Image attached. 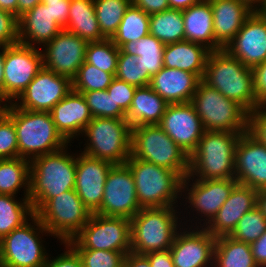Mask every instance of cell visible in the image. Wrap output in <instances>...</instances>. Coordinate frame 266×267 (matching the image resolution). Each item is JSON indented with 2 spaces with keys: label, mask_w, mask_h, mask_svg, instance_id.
Returning a JSON list of instances; mask_svg holds the SVG:
<instances>
[{
  "label": "cell",
  "mask_w": 266,
  "mask_h": 267,
  "mask_svg": "<svg viewBox=\"0 0 266 267\" xmlns=\"http://www.w3.org/2000/svg\"><path fill=\"white\" fill-rule=\"evenodd\" d=\"M149 32L164 45L185 40L182 11L167 9L150 15Z\"/></svg>",
  "instance_id": "34"
},
{
  "label": "cell",
  "mask_w": 266,
  "mask_h": 267,
  "mask_svg": "<svg viewBox=\"0 0 266 267\" xmlns=\"http://www.w3.org/2000/svg\"><path fill=\"white\" fill-rule=\"evenodd\" d=\"M242 2L246 3L252 10H255L257 8L253 6L255 3H260V5L265 1V0H241Z\"/></svg>",
  "instance_id": "62"
},
{
  "label": "cell",
  "mask_w": 266,
  "mask_h": 267,
  "mask_svg": "<svg viewBox=\"0 0 266 267\" xmlns=\"http://www.w3.org/2000/svg\"><path fill=\"white\" fill-rule=\"evenodd\" d=\"M2 47L0 52V103L3 102V83H4V63H5V46Z\"/></svg>",
  "instance_id": "58"
},
{
  "label": "cell",
  "mask_w": 266,
  "mask_h": 267,
  "mask_svg": "<svg viewBox=\"0 0 266 267\" xmlns=\"http://www.w3.org/2000/svg\"><path fill=\"white\" fill-rule=\"evenodd\" d=\"M113 165L109 161L83 153L76 158L74 190L91 214L100 209L106 177Z\"/></svg>",
  "instance_id": "19"
},
{
  "label": "cell",
  "mask_w": 266,
  "mask_h": 267,
  "mask_svg": "<svg viewBox=\"0 0 266 267\" xmlns=\"http://www.w3.org/2000/svg\"><path fill=\"white\" fill-rule=\"evenodd\" d=\"M73 249L131 252L130 220L91 214L81 231L67 242Z\"/></svg>",
  "instance_id": "11"
},
{
  "label": "cell",
  "mask_w": 266,
  "mask_h": 267,
  "mask_svg": "<svg viewBox=\"0 0 266 267\" xmlns=\"http://www.w3.org/2000/svg\"><path fill=\"white\" fill-rule=\"evenodd\" d=\"M136 87L114 78L111 85L107 88L109 96H112L114 100L115 107H120L125 113L128 112Z\"/></svg>",
  "instance_id": "46"
},
{
  "label": "cell",
  "mask_w": 266,
  "mask_h": 267,
  "mask_svg": "<svg viewBox=\"0 0 266 267\" xmlns=\"http://www.w3.org/2000/svg\"><path fill=\"white\" fill-rule=\"evenodd\" d=\"M124 267H151V265L144 255L129 252L125 255Z\"/></svg>",
  "instance_id": "55"
},
{
  "label": "cell",
  "mask_w": 266,
  "mask_h": 267,
  "mask_svg": "<svg viewBox=\"0 0 266 267\" xmlns=\"http://www.w3.org/2000/svg\"><path fill=\"white\" fill-rule=\"evenodd\" d=\"M83 133L89 138L83 154L125 164L131 156L132 127L125 119L93 117Z\"/></svg>",
  "instance_id": "10"
},
{
  "label": "cell",
  "mask_w": 266,
  "mask_h": 267,
  "mask_svg": "<svg viewBox=\"0 0 266 267\" xmlns=\"http://www.w3.org/2000/svg\"><path fill=\"white\" fill-rule=\"evenodd\" d=\"M0 108L13 120L18 142V157L32 158L65 148L68 142L57 131L50 112L30 111L15 104Z\"/></svg>",
  "instance_id": "2"
},
{
  "label": "cell",
  "mask_w": 266,
  "mask_h": 267,
  "mask_svg": "<svg viewBox=\"0 0 266 267\" xmlns=\"http://www.w3.org/2000/svg\"><path fill=\"white\" fill-rule=\"evenodd\" d=\"M252 255L259 267H266V231L250 244Z\"/></svg>",
  "instance_id": "54"
},
{
  "label": "cell",
  "mask_w": 266,
  "mask_h": 267,
  "mask_svg": "<svg viewBox=\"0 0 266 267\" xmlns=\"http://www.w3.org/2000/svg\"><path fill=\"white\" fill-rule=\"evenodd\" d=\"M131 4L139 7L148 15L170 9L168 0H131Z\"/></svg>",
  "instance_id": "52"
},
{
  "label": "cell",
  "mask_w": 266,
  "mask_h": 267,
  "mask_svg": "<svg viewBox=\"0 0 266 267\" xmlns=\"http://www.w3.org/2000/svg\"><path fill=\"white\" fill-rule=\"evenodd\" d=\"M83 267H123L127 253L109 250L74 249Z\"/></svg>",
  "instance_id": "44"
},
{
  "label": "cell",
  "mask_w": 266,
  "mask_h": 267,
  "mask_svg": "<svg viewBox=\"0 0 266 267\" xmlns=\"http://www.w3.org/2000/svg\"><path fill=\"white\" fill-rule=\"evenodd\" d=\"M14 198L0 194V240L27 222V215L32 217L35 214L29 198H24L23 203Z\"/></svg>",
  "instance_id": "37"
},
{
  "label": "cell",
  "mask_w": 266,
  "mask_h": 267,
  "mask_svg": "<svg viewBox=\"0 0 266 267\" xmlns=\"http://www.w3.org/2000/svg\"><path fill=\"white\" fill-rule=\"evenodd\" d=\"M65 244L70 247L69 250L53 259V261L47 259L44 267H83L77 252L67 243Z\"/></svg>",
  "instance_id": "51"
},
{
  "label": "cell",
  "mask_w": 266,
  "mask_h": 267,
  "mask_svg": "<svg viewBox=\"0 0 266 267\" xmlns=\"http://www.w3.org/2000/svg\"><path fill=\"white\" fill-rule=\"evenodd\" d=\"M167 105L149 85L137 87L125 120L131 127L159 125Z\"/></svg>",
  "instance_id": "29"
},
{
  "label": "cell",
  "mask_w": 266,
  "mask_h": 267,
  "mask_svg": "<svg viewBox=\"0 0 266 267\" xmlns=\"http://www.w3.org/2000/svg\"><path fill=\"white\" fill-rule=\"evenodd\" d=\"M34 46H5L3 101L17 99L43 68V54Z\"/></svg>",
  "instance_id": "13"
},
{
  "label": "cell",
  "mask_w": 266,
  "mask_h": 267,
  "mask_svg": "<svg viewBox=\"0 0 266 267\" xmlns=\"http://www.w3.org/2000/svg\"><path fill=\"white\" fill-rule=\"evenodd\" d=\"M201 79L194 73L163 67L149 86L168 104L190 103Z\"/></svg>",
  "instance_id": "25"
},
{
  "label": "cell",
  "mask_w": 266,
  "mask_h": 267,
  "mask_svg": "<svg viewBox=\"0 0 266 267\" xmlns=\"http://www.w3.org/2000/svg\"><path fill=\"white\" fill-rule=\"evenodd\" d=\"M71 90L72 81L68 77L43 67L17 98L20 105L14 104L24 110L50 112Z\"/></svg>",
  "instance_id": "15"
},
{
  "label": "cell",
  "mask_w": 266,
  "mask_h": 267,
  "mask_svg": "<svg viewBox=\"0 0 266 267\" xmlns=\"http://www.w3.org/2000/svg\"><path fill=\"white\" fill-rule=\"evenodd\" d=\"M211 50L199 43L187 40L167 44L164 47V67L180 69L203 78Z\"/></svg>",
  "instance_id": "28"
},
{
  "label": "cell",
  "mask_w": 266,
  "mask_h": 267,
  "mask_svg": "<svg viewBox=\"0 0 266 267\" xmlns=\"http://www.w3.org/2000/svg\"><path fill=\"white\" fill-rule=\"evenodd\" d=\"M65 148L30 158L29 200L36 214L51 198L74 189L76 158Z\"/></svg>",
  "instance_id": "3"
},
{
  "label": "cell",
  "mask_w": 266,
  "mask_h": 267,
  "mask_svg": "<svg viewBox=\"0 0 266 267\" xmlns=\"http://www.w3.org/2000/svg\"><path fill=\"white\" fill-rule=\"evenodd\" d=\"M165 45L150 33L135 42H127L120 47L122 53L138 57V63L144 72L152 77L163 67V52Z\"/></svg>",
  "instance_id": "32"
},
{
  "label": "cell",
  "mask_w": 266,
  "mask_h": 267,
  "mask_svg": "<svg viewBox=\"0 0 266 267\" xmlns=\"http://www.w3.org/2000/svg\"><path fill=\"white\" fill-rule=\"evenodd\" d=\"M257 193L254 188L237 184L205 229L214 237L230 235L240 218L257 206Z\"/></svg>",
  "instance_id": "22"
},
{
  "label": "cell",
  "mask_w": 266,
  "mask_h": 267,
  "mask_svg": "<svg viewBox=\"0 0 266 267\" xmlns=\"http://www.w3.org/2000/svg\"><path fill=\"white\" fill-rule=\"evenodd\" d=\"M151 267H174L170 250L153 251L144 255Z\"/></svg>",
  "instance_id": "53"
},
{
  "label": "cell",
  "mask_w": 266,
  "mask_h": 267,
  "mask_svg": "<svg viewBox=\"0 0 266 267\" xmlns=\"http://www.w3.org/2000/svg\"><path fill=\"white\" fill-rule=\"evenodd\" d=\"M41 2L49 7L53 20L64 29L68 22L70 0H41Z\"/></svg>",
  "instance_id": "49"
},
{
  "label": "cell",
  "mask_w": 266,
  "mask_h": 267,
  "mask_svg": "<svg viewBox=\"0 0 266 267\" xmlns=\"http://www.w3.org/2000/svg\"><path fill=\"white\" fill-rule=\"evenodd\" d=\"M252 72L254 94L261 104L266 99V61L252 68Z\"/></svg>",
  "instance_id": "50"
},
{
  "label": "cell",
  "mask_w": 266,
  "mask_h": 267,
  "mask_svg": "<svg viewBox=\"0 0 266 267\" xmlns=\"http://www.w3.org/2000/svg\"><path fill=\"white\" fill-rule=\"evenodd\" d=\"M205 131L248 132L249 113L202 80L190 102Z\"/></svg>",
  "instance_id": "9"
},
{
  "label": "cell",
  "mask_w": 266,
  "mask_h": 267,
  "mask_svg": "<svg viewBox=\"0 0 266 267\" xmlns=\"http://www.w3.org/2000/svg\"><path fill=\"white\" fill-rule=\"evenodd\" d=\"M18 24V42L27 46H33L30 41L44 45L63 30L53 20L49 7L43 2L20 16Z\"/></svg>",
  "instance_id": "27"
},
{
  "label": "cell",
  "mask_w": 266,
  "mask_h": 267,
  "mask_svg": "<svg viewBox=\"0 0 266 267\" xmlns=\"http://www.w3.org/2000/svg\"><path fill=\"white\" fill-rule=\"evenodd\" d=\"M248 132L266 146V110L261 105L249 114Z\"/></svg>",
  "instance_id": "48"
},
{
  "label": "cell",
  "mask_w": 266,
  "mask_h": 267,
  "mask_svg": "<svg viewBox=\"0 0 266 267\" xmlns=\"http://www.w3.org/2000/svg\"><path fill=\"white\" fill-rule=\"evenodd\" d=\"M240 136L239 132L205 131L189 156V173L182 190L194 175L200 177L198 180L235 178V148Z\"/></svg>",
  "instance_id": "1"
},
{
  "label": "cell",
  "mask_w": 266,
  "mask_h": 267,
  "mask_svg": "<svg viewBox=\"0 0 266 267\" xmlns=\"http://www.w3.org/2000/svg\"><path fill=\"white\" fill-rule=\"evenodd\" d=\"M177 219L173 206L142 208L130 220L131 252L145 255L170 249Z\"/></svg>",
  "instance_id": "6"
},
{
  "label": "cell",
  "mask_w": 266,
  "mask_h": 267,
  "mask_svg": "<svg viewBox=\"0 0 266 267\" xmlns=\"http://www.w3.org/2000/svg\"><path fill=\"white\" fill-rule=\"evenodd\" d=\"M0 9L17 17V0H0Z\"/></svg>",
  "instance_id": "59"
},
{
  "label": "cell",
  "mask_w": 266,
  "mask_h": 267,
  "mask_svg": "<svg viewBox=\"0 0 266 267\" xmlns=\"http://www.w3.org/2000/svg\"><path fill=\"white\" fill-rule=\"evenodd\" d=\"M115 76L84 62L71 80L76 92L107 90Z\"/></svg>",
  "instance_id": "40"
},
{
  "label": "cell",
  "mask_w": 266,
  "mask_h": 267,
  "mask_svg": "<svg viewBox=\"0 0 266 267\" xmlns=\"http://www.w3.org/2000/svg\"><path fill=\"white\" fill-rule=\"evenodd\" d=\"M88 41L66 30H61L46 43L43 67L72 80L85 62Z\"/></svg>",
  "instance_id": "16"
},
{
  "label": "cell",
  "mask_w": 266,
  "mask_h": 267,
  "mask_svg": "<svg viewBox=\"0 0 266 267\" xmlns=\"http://www.w3.org/2000/svg\"><path fill=\"white\" fill-rule=\"evenodd\" d=\"M41 0H17V18L38 5Z\"/></svg>",
  "instance_id": "56"
},
{
  "label": "cell",
  "mask_w": 266,
  "mask_h": 267,
  "mask_svg": "<svg viewBox=\"0 0 266 267\" xmlns=\"http://www.w3.org/2000/svg\"><path fill=\"white\" fill-rule=\"evenodd\" d=\"M18 18L0 9V46H12L18 42Z\"/></svg>",
  "instance_id": "47"
},
{
  "label": "cell",
  "mask_w": 266,
  "mask_h": 267,
  "mask_svg": "<svg viewBox=\"0 0 266 267\" xmlns=\"http://www.w3.org/2000/svg\"><path fill=\"white\" fill-rule=\"evenodd\" d=\"M130 4L131 0H94L99 28L106 39L114 36Z\"/></svg>",
  "instance_id": "38"
},
{
  "label": "cell",
  "mask_w": 266,
  "mask_h": 267,
  "mask_svg": "<svg viewBox=\"0 0 266 267\" xmlns=\"http://www.w3.org/2000/svg\"><path fill=\"white\" fill-rule=\"evenodd\" d=\"M37 229L25 222L0 240V267H44L48 257Z\"/></svg>",
  "instance_id": "14"
},
{
  "label": "cell",
  "mask_w": 266,
  "mask_h": 267,
  "mask_svg": "<svg viewBox=\"0 0 266 267\" xmlns=\"http://www.w3.org/2000/svg\"><path fill=\"white\" fill-rule=\"evenodd\" d=\"M57 131L69 143L82 133L92 120V114L82 93L73 89L50 111Z\"/></svg>",
  "instance_id": "24"
},
{
  "label": "cell",
  "mask_w": 266,
  "mask_h": 267,
  "mask_svg": "<svg viewBox=\"0 0 266 267\" xmlns=\"http://www.w3.org/2000/svg\"><path fill=\"white\" fill-rule=\"evenodd\" d=\"M202 0H168L170 9L186 10L190 6L196 5Z\"/></svg>",
  "instance_id": "57"
},
{
  "label": "cell",
  "mask_w": 266,
  "mask_h": 267,
  "mask_svg": "<svg viewBox=\"0 0 266 267\" xmlns=\"http://www.w3.org/2000/svg\"><path fill=\"white\" fill-rule=\"evenodd\" d=\"M131 155L177 172L183 179L189 173V155L159 125L132 127Z\"/></svg>",
  "instance_id": "8"
},
{
  "label": "cell",
  "mask_w": 266,
  "mask_h": 267,
  "mask_svg": "<svg viewBox=\"0 0 266 267\" xmlns=\"http://www.w3.org/2000/svg\"><path fill=\"white\" fill-rule=\"evenodd\" d=\"M91 212L72 189L51 198L31 218L41 232H47L67 243L85 226Z\"/></svg>",
  "instance_id": "7"
},
{
  "label": "cell",
  "mask_w": 266,
  "mask_h": 267,
  "mask_svg": "<svg viewBox=\"0 0 266 267\" xmlns=\"http://www.w3.org/2000/svg\"><path fill=\"white\" fill-rule=\"evenodd\" d=\"M64 30L88 42L106 39L99 28L94 0H70L69 17Z\"/></svg>",
  "instance_id": "31"
},
{
  "label": "cell",
  "mask_w": 266,
  "mask_h": 267,
  "mask_svg": "<svg viewBox=\"0 0 266 267\" xmlns=\"http://www.w3.org/2000/svg\"><path fill=\"white\" fill-rule=\"evenodd\" d=\"M202 81L241 105L249 114L260 105L254 94L252 68L225 49L210 52Z\"/></svg>",
  "instance_id": "4"
},
{
  "label": "cell",
  "mask_w": 266,
  "mask_h": 267,
  "mask_svg": "<svg viewBox=\"0 0 266 267\" xmlns=\"http://www.w3.org/2000/svg\"><path fill=\"white\" fill-rule=\"evenodd\" d=\"M238 184L235 178L227 179H196L191 190L188 189L189 203L199 213L206 215L210 222Z\"/></svg>",
  "instance_id": "26"
},
{
  "label": "cell",
  "mask_w": 266,
  "mask_h": 267,
  "mask_svg": "<svg viewBox=\"0 0 266 267\" xmlns=\"http://www.w3.org/2000/svg\"><path fill=\"white\" fill-rule=\"evenodd\" d=\"M141 209L129 166L114 164L107 174L103 200L96 214L131 220Z\"/></svg>",
  "instance_id": "12"
},
{
  "label": "cell",
  "mask_w": 266,
  "mask_h": 267,
  "mask_svg": "<svg viewBox=\"0 0 266 267\" xmlns=\"http://www.w3.org/2000/svg\"><path fill=\"white\" fill-rule=\"evenodd\" d=\"M254 11L266 23V0L261 4L259 9L256 8Z\"/></svg>",
  "instance_id": "61"
},
{
  "label": "cell",
  "mask_w": 266,
  "mask_h": 267,
  "mask_svg": "<svg viewBox=\"0 0 266 267\" xmlns=\"http://www.w3.org/2000/svg\"><path fill=\"white\" fill-rule=\"evenodd\" d=\"M212 7L214 51L225 49L254 12L241 0H208Z\"/></svg>",
  "instance_id": "23"
},
{
  "label": "cell",
  "mask_w": 266,
  "mask_h": 267,
  "mask_svg": "<svg viewBox=\"0 0 266 267\" xmlns=\"http://www.w3.org/2000/svg\"><path fill=\"white\" fill-rule=\"evenodd\" d=\"M27 187H26V186ZM26 187L25 198L30 192V160L25 158L0 159V194L15 196L19 187Z\"/></svg>",
  "instance_id": "35"
},
{
  "label": "cell",
  "mask_w": 266,
  "mask_h": 267,
  "mask_svg": "<svg viewBox=\"0 0 266 267\" xmlns=\"http://www.w3.org/2000/svg\"><path fill=\"white\" fill-rule=\"evenodd\" d=\"M214 260L219 267H259L250 244L237 241L229 235L216 237Z\"/></svg>",
  "instance_id": "33"
},
{
  "label": "cell",
  "mask_w": 266,
  "mask_h": 267,
  "mask_svg": "<svg viewBox=\"0 0 266 267\" xmlns=\"http://www.w3.org/2000/svg\"><path fill=\"white\" fill-rule=\"evenodd\" d=\"M234 162L238 184L257 191L266 189V146L249 132L238 139Z\"/></svg>",
  "instance_id": "18"
},
{
  "label": "cell",
  "mask_w": 266,
  "mask_h": 267,
  "mask_svg": "<svg viewBox=\"0 0 266 267\" xmlns=\"http://www.w3.org/2000/svg\"><path fill=\"white\" fill-rule=\"evenodd\" d=\"M126 164L132 172L141 208L166 207L175 204L183 182V178L177 172L139 160L132 155Z\"/></svg>",
  "instance_id": "5"
},
{
  "label": "cell",
  "mask_w": 266,
  "mask_h": 267,
  "mask_svg": "<svg viewBox=\"0 0 266 267\" xmlns=\"http://www.w3.org/2000/svg\"><path fill=\"white\" fill-rule=\"evenodd\" d=\"M137 63V56L119 51L115 78L129 83L136 88L148 86L151 76L148 72H144L141 65Z\"/></svg>",
  "instance_id": "42"
},
{
  "label": "cell",
  "mask_w": 266,
  "mask_h": 267,
  "mask_svg": "<svg viewBox=\"0 0 266 267\" xmlns=\"http://www.w3.org/2000/svg\"><path fill=\"white\" fill-rule=\"evenodd\" d=\"M82 93L85 101L90 108L92 117H105L115 119H125L126 113L120 108L115 107L112 96L107 90L87 91Z\"/></svg>",
  "instance_id": "43"
},
{
  "label": "cell",
  "mask_w": 266,
  "mask_h": 267,
  "mask_svg": "<svg viewBox=\"0 0 266 267\" xmlns=\"http://www.w3.org/2000/svg\"><path fill=\"white\" fill-rule=\"evenodd\" d=\"M18 158V142L13 120L0 108V159Z\"/></svg>",
  "instance_id": "45"
},
{
  "label": "cell",
  "mask_w": 266,
  "mask_h": 267,
  "mask_svg": "<svg viewBox=\"0 0 266 267\" xmlns=\"http://www.w3.org/2000/svg\"><path fill=\"white\" fill-rule=\"evenodd\" d=\"M257 207L260 209L266 219V189L258 191Z\"/></svg>",
  "instance_id": "60"
},
{
  "label": "cell",
  "mask_w": 266,
  "mask_h": 267,
  "mask_svg": "<svg viewBox=\"0 0 266 267\" xmlns=\"http://www.w3.org/2000/svg\"><path fill=\"white\" fill-rule=\"evenodd\" d=\"M225 50L249 68L266 61V23L255 11L246 19Z\"/></svg>",
  "instance_id": "20"
},
{
  "label": "cell",
  "mask_w": 266,
  "mask_h": 267,
  "mask_svg": "<svg viewBox=\"0 0 266 267\" xmlns=\"http://www.w3.org/2000/svg\"><path fill=\"white\" fill-rule=\"evenodd\" d=\"M260 105L266 110V99Z\"/></svg>",
  "instance_id": "63"
},
{
  "label": "cell",
  "mask_w": 266,
  "mask_h": 267,
  "mask_svg": "<svg viewBox=\"0 0 266 267\" xmlns=\"http://www.w3.org/2000/svg\"><path fill=\"white\" fill-rule=\"evenodd\" d=\"M150 15L130 4L114 36L113 43L120 48L127 42H135L148 35Z\"/></svg>",
  "instance_id": "36"
},
{
  "label": "cell",
  "mask_w": 266,
  "mask_h": 267,
  "mask_svg": "<svg viewBox=\"0 0 266 267\" xmlns=\"http://www.w3.org/2000/svg\"><path fill=\"white\" fill-rule=\"evenodd\" d=\"M119 51L120 48L111 39L89 42L86 48L85 62L115 76Z\"/></svg>",
  "instance_id": "39"
},
{
  "label": "cell",
  "mask_w": 266,
  "mask_h": 267,
  "mask_svg": "<svg viewBox=\"0 0 266 267\" xmlns=\"http://www.w3.org/2000/svg\"><path fill=\"white\" fill-rule=\"evenodd\" d=\"M266 231V219L256 206L246 212L238 221L236 228L229 235L237 241L251 244Z\"/></svg>",
  "instance_id": "41"
},
{
  "label": "cell",
  "mask_w": 266,
  "mask_h": 267,
  "mask_svg": "<svg viewBox=\"0 0 266 267\" xmlns=\"http://www.w3.org/2000/svg\"><path fill=\"white\" fill-rule=\"evenodd\" d=\"M159 126L189 156L205 132L191 103L168 104Z\"/></svg>",
  "instance_id": "17"
},
{
  "label": "cell",
  "mask_w": 266,
  "mask_h": 267,
  "mask_svg": "<svg viewBox=\"0 0 266 267\" xmlns=\"http://www.w3.org/2000/svg\"><path fill=\"white\" fill-rule=\"evenodd\" d=\"M216 237L205 228L192 232L177 233L170 252L174 267H207L214 261Z\"/></svg>",
  "instance_id": "21"
},
{
  "label": "cell",
  "mask_w": 266,
  "mask_h": 267,
  "mask_svg": "<svg viewBox=\"0 0 266 267\" xmlns=\"http://www.w3.org/2000/svg\"><path fill=\"white\" fill-rule=\"evenodd\" d=\"M182 16L185 40L202 44L214 51L213 13L210 2L202 0L183 10Z\"/></svg>",
  "instance_id": "30"
}]
</instances>
